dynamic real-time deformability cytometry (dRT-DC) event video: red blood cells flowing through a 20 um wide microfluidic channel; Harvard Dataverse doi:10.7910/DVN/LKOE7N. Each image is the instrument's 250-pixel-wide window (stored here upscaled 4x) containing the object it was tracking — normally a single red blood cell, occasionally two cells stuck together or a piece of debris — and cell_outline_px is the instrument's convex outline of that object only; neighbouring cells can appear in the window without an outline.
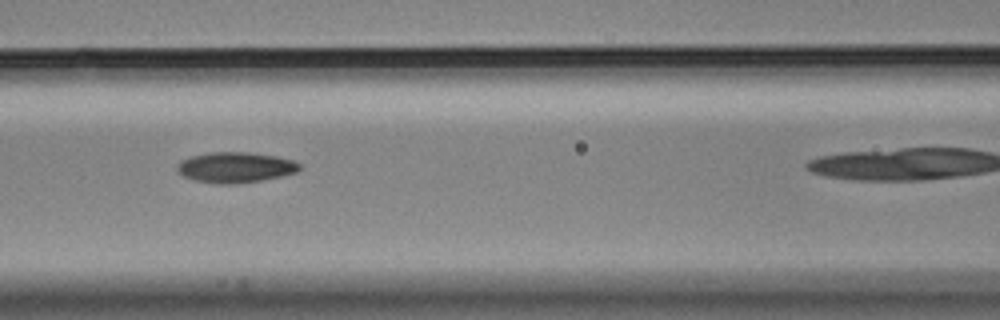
{"species": "Egyptian fruit bat (a non-hibernating species)", "species_latin": "Rousettus aegyptiacus", "temperature_condition": "cold", "stored_images_in_passage": 6, "camera_frame_rate_fps": 3000, "um_per_image_px": 0.085, "animal": {"sex": "male"}, "frame": {"image": 1, "passage_image": 5, "time_ms": 1.333, "image_size_px": [1000, 320], "cell_outline_px": [[300, 168], [296, 172], [280, 176], [260, 180], [232, 184], [216, 184], [196, 180], [184, 176], [176, 168], [176, 164], [180, 160], [192, 156], [208, 152], [248, 152], [276, 156], [292, 160], [300, 164]], "centroid_in_image_um": [19.98, 14.21], "position_along_channel_um": 146.6, "area_um2": 21.62}}